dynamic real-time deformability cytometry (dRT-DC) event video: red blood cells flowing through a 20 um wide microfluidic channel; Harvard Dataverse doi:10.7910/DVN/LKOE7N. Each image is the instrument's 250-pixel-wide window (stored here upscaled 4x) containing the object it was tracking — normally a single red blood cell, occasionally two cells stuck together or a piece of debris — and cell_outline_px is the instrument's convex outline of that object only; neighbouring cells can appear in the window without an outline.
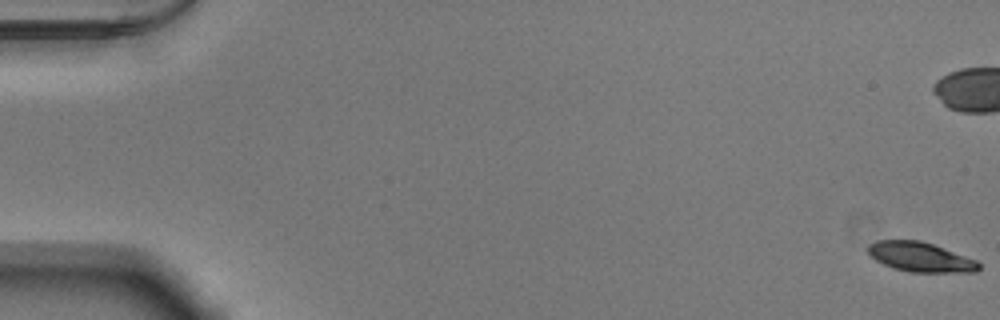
{"species": "Egyptian fruit bat (a non-hibernating species)", "species_latin": "Rousettus aegyptiacus", "temperature_condition": "warm", "stored_images_in_passage": 55, "camera_frame_rate_fps": 3000, "um_per_image_px": 0.085, "animal": {"sex": "male"}, "frame": {"image": 1, "passage_image": 1, "time_ms": 0.0, "image_size_px": [1000, 320], "cell_outline_px": [[980, 268], [976, 272], [908, 272], [892, 268], [876, 260], [868, 252], [868, 244], [876, 240], [920, 240], [932, 244], [976, 260], [980, 264]], "centroid_in_image_um": [78.22, 21.85], "position_along_channel_um": 6.8, "area_um2": 19.02}}
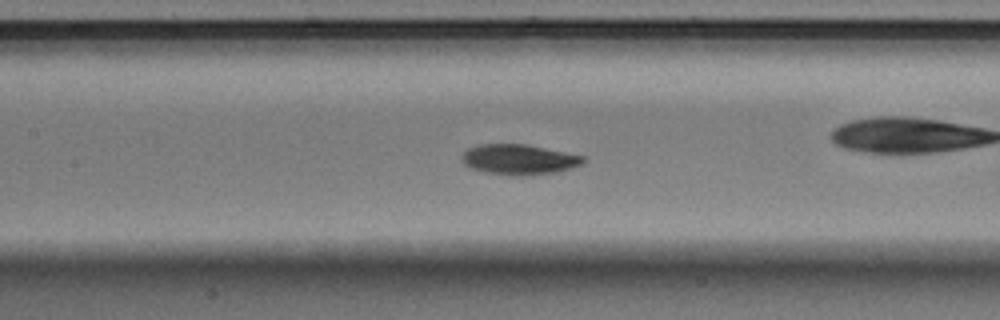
{"frame": {"image": 2, "passage_image": 26, "time_ms": 8.333, "image_size_px": [1000, 320], "cell_outline_px": [[584, 164], [572, 168], [556, 172], [520, 176], [512, 176], [484, 172], [468, 168], [460, 160], [460, 156], [468, 148], [480, 144], [524, 144], [584, 156]], "centroid_in_image_um": [44.06, 13.57], "position_along_channel_um": 163.3, "area_um2": 21.56}}
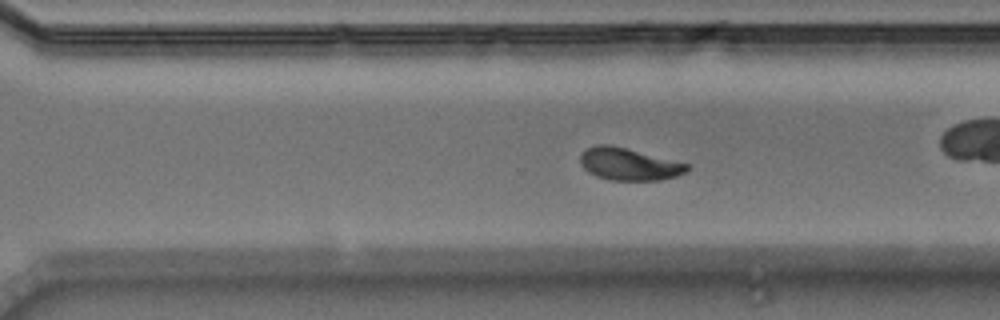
{"frame": {"image": 3, "passage_image": 38, "time_ms": 12.333, "image_size_px": [1000, 320], "cell_outline_px": [[688, 172], [676, 176], [660, 180], [612, 180], [596, 176], [588, 172], [580, 164], [580, 152], [596, 144], [608, 144], [688, 164]], "centroid_in_image_um": [53.41, 13.96], "position_along_channel_um": 317.2, "area_um2": 19.83}, "authors_computed_cell_mechanics": {"area_um2": 20.4612, "velocity_mm_per_s": 3.8541, "shape_relaxation_time_tau1_ms": 2.7771, "shape_relaxation_time_tau2_ms": 3.7075, "deformation_change_tau1": 0.1225, "deformation_change_tau2": 0.0717}}